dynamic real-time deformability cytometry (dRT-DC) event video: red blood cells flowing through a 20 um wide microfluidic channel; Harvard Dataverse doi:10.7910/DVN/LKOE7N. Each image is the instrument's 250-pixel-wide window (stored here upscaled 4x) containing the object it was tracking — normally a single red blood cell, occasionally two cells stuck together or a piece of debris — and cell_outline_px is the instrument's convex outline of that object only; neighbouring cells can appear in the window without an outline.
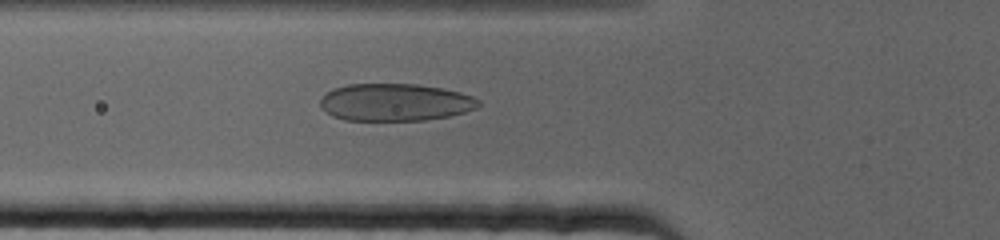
{"species": "human", "species_latin": "Homo sapiens", "temperature_condition": "cold", "stored_images_in_passage": 70, "camera_frame_rate_fps": 3000, "um_per_image_px": 0.085, "donor": {"sex": "female"}, "frame": {"image": 1, "passage_image": 25, "time_ms": 8.0, "image_size_px": [1000, 240], "cell_outline_px": [[480, 104], [476, 108], [464, 112], [448, 116], [424, 120], [344, 120], [332, 116], [320, 108], [320, 100], [332, 88], [348, 84], [416, 84], [444, 88], [460, 92], [472, 96], [480, 100]], "centroid_in_image_um": [33.57, 8.69], "position_along_channel_um": 92.2, "area_um2": 34.56}}
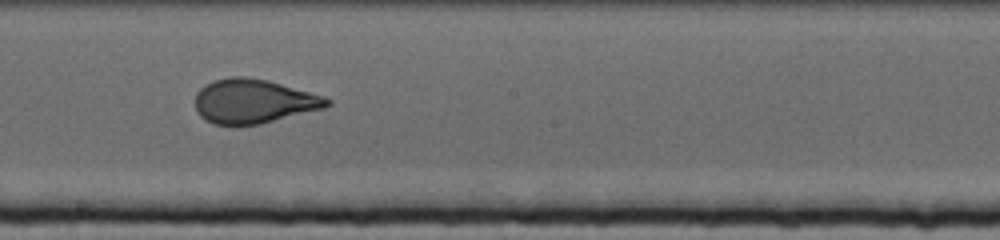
{"frame": {"image": 2, "passage_image": 39, "time_ms": 12.667, "image_size_px": [1000, 240], "cell_outline_px": [[332, 104], [324, 108], [260, 124], [236, 128], [216, 124], [204, 120], [196, 112], [196, 92], [204, 84], [212, 80], [232, 76], [244, 76], [268, 80], [324, 96], [332, 100]], "centroid_in_image_um": [21.52, 8.63], "position_along_channel_um": 226.7, "area_um2": 34.62}}
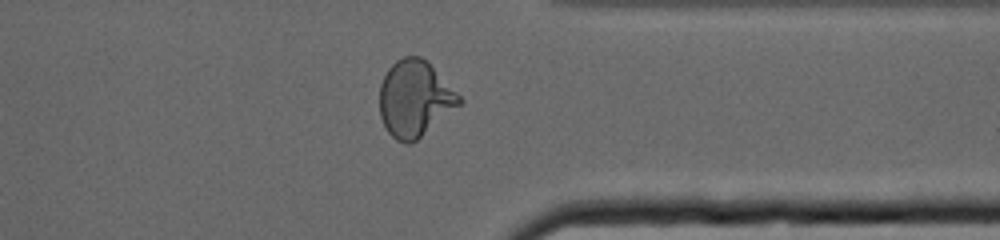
{"frame": {"image": 3, "passage_image": 55, "time_ms": 18.0, "image_size_px": [1000, 240], "cell_outline_px": [[464, 100], [460, 104], [416, 140], [408, 144], [404, 144], [396, 140], [388, 132], [380, 116], [380, 84], [388, 68], [396, 60], [404, 56], [420, 56], [428, 60]], "centroid_in_image_um": [35.24, 8.36], "position_along_channel_um": 376.2, "area_um2": 35.26}}